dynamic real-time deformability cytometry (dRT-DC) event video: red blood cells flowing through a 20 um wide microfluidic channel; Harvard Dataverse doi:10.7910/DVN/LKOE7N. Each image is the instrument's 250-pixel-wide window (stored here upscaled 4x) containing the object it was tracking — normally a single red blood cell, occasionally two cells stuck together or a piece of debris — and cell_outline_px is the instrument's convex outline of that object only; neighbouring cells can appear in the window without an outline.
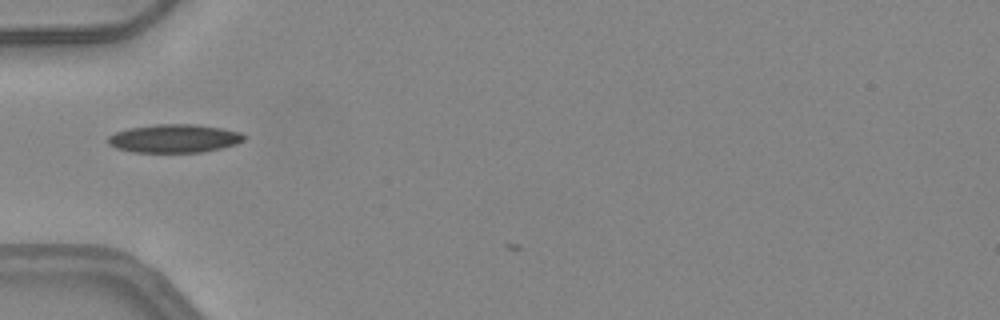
{"species": "common noctule bat (a hibernating species)", "species_latin": "Nyctalus noctula", "temperature_condition": "warm", "stored_images_in_passage": 2, "camera_frame_rate_fps": 3000, "um_per_image_px": 0.085, "animal": {"sex": "female", "body_mass_g": 24.6, "forearm_length_mm": 56.2}, "frame": {"image": 1, "passage_image": 1, "time_ms": 0.0, "image_size_px": [1000, 320], "cell_outline_px": [[244, 140], [236, 144], [224, 148], [200, 152], [132, 152], [116, 148], [108, 144], [108, 136], [116, 132], [128, 128], [156, 124], [196, 124], [220, 128], [240, 132], [244, 136]], "centroid_in_image_um": [14.8, 11.77], "position_along_channel_um": 70.2, "area_um2": 22.48}}